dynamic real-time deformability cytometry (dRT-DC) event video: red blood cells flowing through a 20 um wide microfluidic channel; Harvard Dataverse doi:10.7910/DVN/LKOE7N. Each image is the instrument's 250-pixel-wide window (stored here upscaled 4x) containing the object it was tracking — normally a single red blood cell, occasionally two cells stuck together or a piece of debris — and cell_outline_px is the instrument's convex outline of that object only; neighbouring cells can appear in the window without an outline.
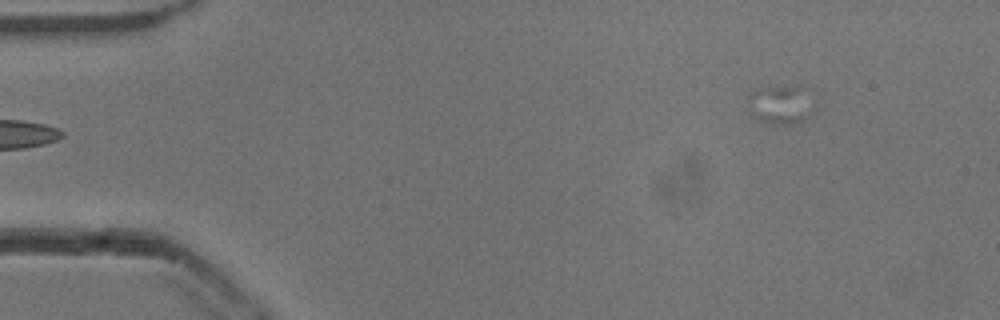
{"species": "common noctule bat (a hibernating species)", "species_latin": "Nyctalus noctula", "temperature_condition": "cold", "stored_images_in_passage": 5, "camera_frame_rate_fps": 3000, "um_per_image_px": 0.085, "animal": {"sex": "male", "body_mass_g": 13.3}, "frame": {"image": 1, "passage_image": 1, "time_ms": 0.0, "image_size_px": [1000, 320], "cell_outline_px": [[808, 116], [804, 120], [788, 124], [772, 124], [752, 116], [748, 112], [748, 96], [752, 88], [792, 84], [804, 88]], "centroid_in_image_um": [66.16, 8.84], "position_along_channel_um": 18.8, "area_um2": 14.57}}